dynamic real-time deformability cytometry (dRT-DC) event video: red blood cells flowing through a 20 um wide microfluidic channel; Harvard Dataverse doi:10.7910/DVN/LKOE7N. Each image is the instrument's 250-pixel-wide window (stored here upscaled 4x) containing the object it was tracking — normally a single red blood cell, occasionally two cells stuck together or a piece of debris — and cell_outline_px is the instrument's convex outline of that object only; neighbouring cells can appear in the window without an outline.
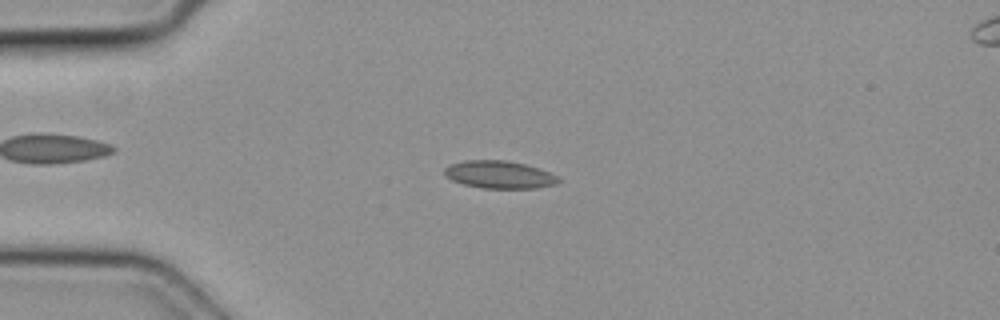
{"species": "common noctule bat (a hibernating species)", "species_latin": "Nyctalus noctula", "temperature_condition": "cold", "stored_images_in_passage": 37, "camera_frame_rate_fps": 3000, "um_per_image_px": 0.085, "animal": {"sex": "female", "body_mass_g": 19.3, "forearm_length_mm": 54.1}, "frame": {"image": 1, "passage_image": 10, "time_ms": 3.0, "image_size_px": [1000, 320], "cell_outline_px": [[560, 180], [556, 184], [536, 188], [484, 188], [464, 184], [452, 180], [444, 172], [444, 168], [452, 164], [464, 160], [504, 160], [524, 164], [548, 172], [556, 176]], "centroid_in_image_um": [42.43, 14.84], "position_along_channel_um": 42.6, "area_um2": 17.98}}
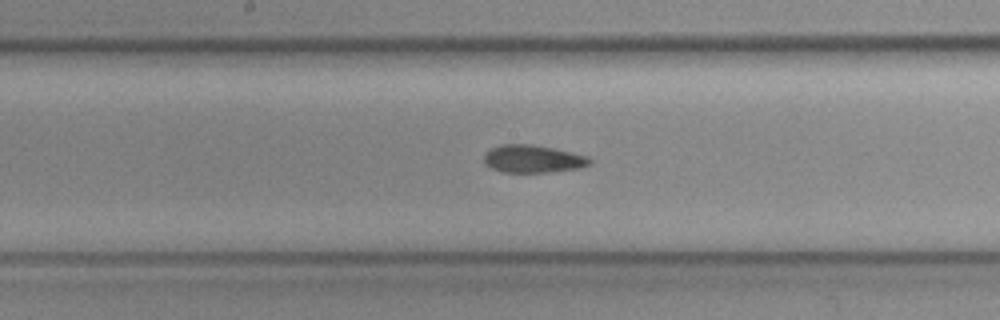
{"frame": {"image": 2, "passage_image": 23, "time_ms": 7.333, "image_size_px": [1000, 320], "cell_outline_px": [[592, 164], [576, 168], [544, 172], [504, 172], [492, 168], [484, 164], [484, 152], [500, 144], [532, 144], [572, 152], [588, 156], [592, 160]], "centroid_in_image_um": [45.27, 13.49], "position_along_channel_um": 202.9, "area_um2": 16.99}}
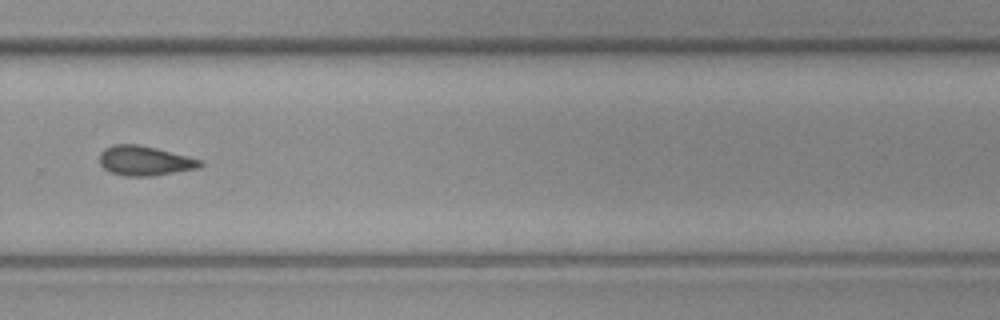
{"frame": {"image": 3, "passage_image": 31, "time_ms": 10.0, "image_size_px": [1000, 320], "cell_outline_px": [[204, 164], [200, 168], [152, 176], [124, 176], [112, 172], [104, 168], [100, 164], [100, 152], [104, 148], [112, 144], [136, 144], [156, 148], [204, 160]], "centroid_in_image_um": [12.33, 13.66], "position_along_channel_um": 317.5, "area_um2": 17.51}}